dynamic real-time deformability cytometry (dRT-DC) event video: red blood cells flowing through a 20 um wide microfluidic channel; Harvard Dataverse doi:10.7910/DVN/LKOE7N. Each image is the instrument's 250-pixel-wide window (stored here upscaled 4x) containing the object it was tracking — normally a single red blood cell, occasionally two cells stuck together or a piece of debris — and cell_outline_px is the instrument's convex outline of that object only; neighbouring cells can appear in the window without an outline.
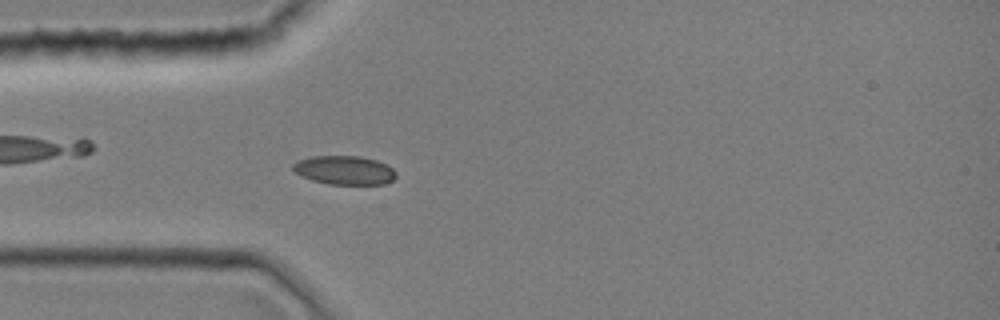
{"species": "common noctule bat (a hibernating species)", "species_latin": "Nyctalus noctula", "temperature_condition": "room temperature", "stored_images_in_passage": 43, "camera_frame_rate_fps": 3000, "um_per_image_px": 0.085, "animal": {"sex": "female", "body_mass_g": 19.0, "forearm_length_mm": 51.5}, "frame": {"image": 1, "passage_image": 12, "time_ms": 3.667, "image_size_px": [1000, 320], "cell_outline_px": [[396, 176], [392, 180], [384, 184], [328, 184], [312, 180], [296, 172], [292, 168], [292, 164], [296, 160], [312, 156], [360, 156], [376, 160], [392, 168], [396, 172]], "centroid_in_image_um": [29.26, 14.46], "position_along_channel_um": 55.7, "area_um2": 17.22}}
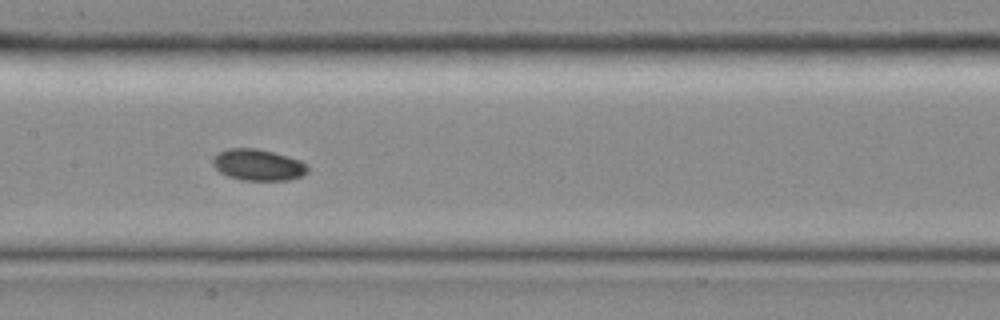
{"frame": {"image": 2, "passage_image": 21, "time_ms": 6.667, "image_size_px": [1000, 320], "cell_outline_px": [[308, 172], [300, 176], [288, 180], [240, 180], [228, 176], [220, 172], [212, 164], [212, 156], [216, 152], [228, 148], [256, 148], [272, 152], [300, 160], [308, 168]], "centroid_in_image_um": [21.87, 14.01], "position_along_channel_um": 185.5, "area_um2": 17.34}}
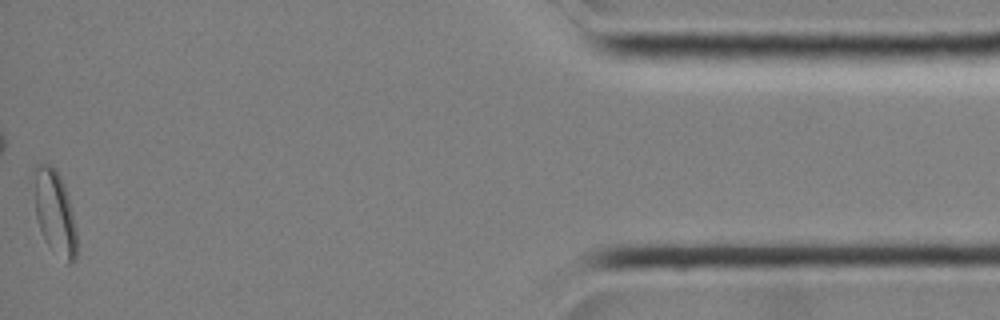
{"frame": {"image": 3, "passage_image": 43, "time_ms": 14.0, "image_size_px": [1000, 320], "cell_outline_px": [[76, 260], [72, 264], [68, 264], [44, 240], [36, 216], [32, 172], [36, 164], [52, 164], [56, 168], [64, 184], [72, 212], [76, 228]], "centroid_in_image_um": [4.63, 18.0], "position_along_channel_um": 430.6, "area_um2": 21.1}}